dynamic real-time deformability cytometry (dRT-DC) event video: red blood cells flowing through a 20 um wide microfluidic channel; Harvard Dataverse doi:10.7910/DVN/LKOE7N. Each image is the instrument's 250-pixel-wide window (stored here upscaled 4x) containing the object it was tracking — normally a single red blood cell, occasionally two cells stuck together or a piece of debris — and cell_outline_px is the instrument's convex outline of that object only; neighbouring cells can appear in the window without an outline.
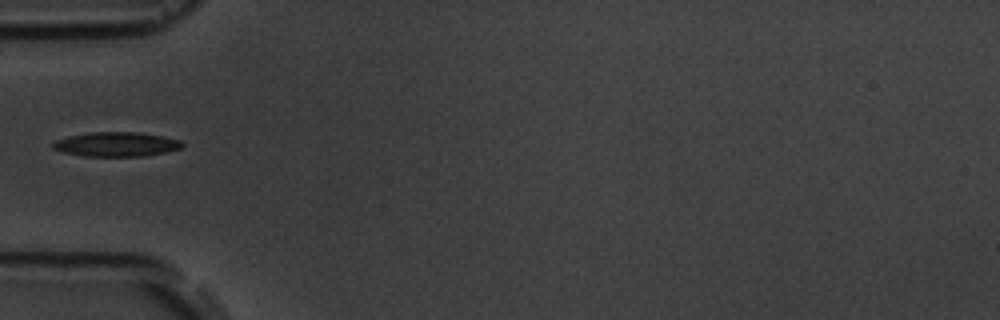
{"species": "common noctule bat (a hibernating species)", "species_latin": "Nyctalus noctula", "temperature_condition": "room temperature", "stored_images_in_passage": 1, "camera_frame_rate_fps": 3000, "um_per_image_px": 0.085, "animal": {"sex": "male", "body_mass_g": 19.5, "forearm_length_mm": 54.6}, "frame": {"image": 1, "passage_image": 1, "time_ms": 0.0, "image_size_px": [1000, 320], "cell_outline_px": [[184, 144], [180, 148], [164, 152], [144, 156], [84, 156], [64, 152], [52, 148], [52, 144], [56, 140], [68, 136], [92, 132], [140, 132], [164, 136], [180, 140]], "centroid_in_image_um": [9.89, 12.26], "position_along_channel_um": 75.1, "area_um2": 18.32}}